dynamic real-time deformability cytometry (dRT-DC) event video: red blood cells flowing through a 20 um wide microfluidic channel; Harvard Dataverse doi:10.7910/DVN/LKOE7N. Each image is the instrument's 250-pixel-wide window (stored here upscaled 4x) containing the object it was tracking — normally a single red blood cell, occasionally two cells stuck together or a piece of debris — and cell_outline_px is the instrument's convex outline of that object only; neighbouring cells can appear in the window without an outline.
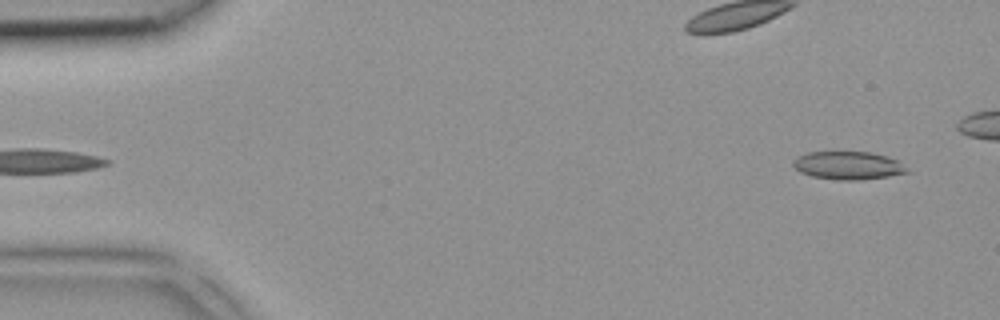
{"species": "common noctule bat (a hibernating species)", "species_latin": "Nyctalus noctula", "temperature_condition": "room temperature", "stored_images_in_passage": 3, "camera_frame_rate_fps": 3000, "um_per_image_px": 0.085, "animal": {"sex": "female", "body_mass_g": 18.4}, "frame": {"image": 1, "passage_image": 3, "time_ms": 0.667, "image_size_px": [1000, 320], "cell_outline_px": [[912, 172], [888, 176], [860, 180], [840, 180], [812, 176], [800, 172], [792, 164], [792, 160], [796, 156], [808, 152], [872, 152], [888, 156], [900, 160]], "centroid_in_image_um": [72.14, 14.06], "position_along_channel_um": 12.9, "area_um2": 18.9}}